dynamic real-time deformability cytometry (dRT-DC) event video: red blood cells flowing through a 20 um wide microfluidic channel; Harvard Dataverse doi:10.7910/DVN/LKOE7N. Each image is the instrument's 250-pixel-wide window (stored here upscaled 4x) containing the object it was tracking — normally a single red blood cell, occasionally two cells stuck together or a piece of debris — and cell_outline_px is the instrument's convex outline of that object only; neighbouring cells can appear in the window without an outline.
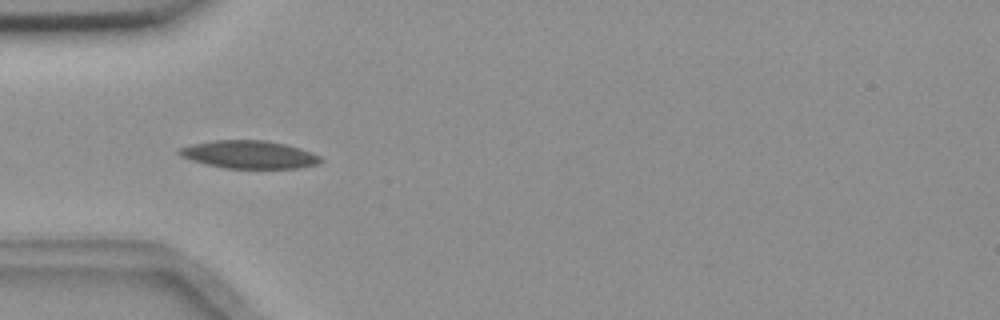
{"species": "common noctule bat (a hibernating species)", "species_latin": "Nyctalus noctula", "temperature_condition": "room temperature", "stored_images_in_passage": 19, "camera_frame_rate_fps": 3000, "um_per_image_px": 0.085, "animal": {"sex": "female", "body_mass_g": 18.4}, "frame": {"image": 1, "passage_image": 4, "time_ms": 1.0, "image_size_px": [1000, 320], "cell_outline_px": [[324, 160], [316, 164], [296, 168], [224, 168], [192, 160], [180, 156], [176, 152], [180, 148], [192, 144], [212, 140], [264, 140], [284, 144], [300, 148], [320, 156]], "centroid_in_image_um": [21.16, 13.13], "position_along_channel_um": 63.8, "area_um2": 22.77}}
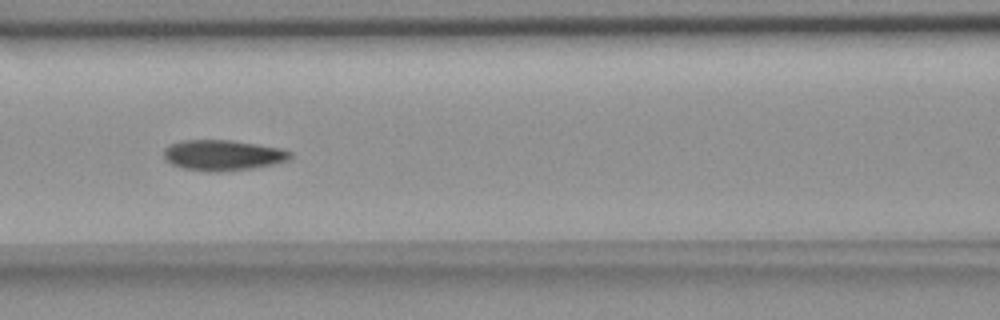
{"frame": {"image": 2, "passage_image": 11, "time_ms": 3.333, "image_size_px": [1000, 320], "cell_outline_px": [[292, 156], [288, 160], [272, 164], [252, 168], [220, 172], [208, 172], [184, 168], [172, 164], [164, 160], [164, 148], [172, 144], [184, 140], [232, 140], [284, 148], [292, 152]], "centroid_in_image_um": [18.96, 13.19], "position_along_channel_um": 147.6, "area_um2": 22.66}}
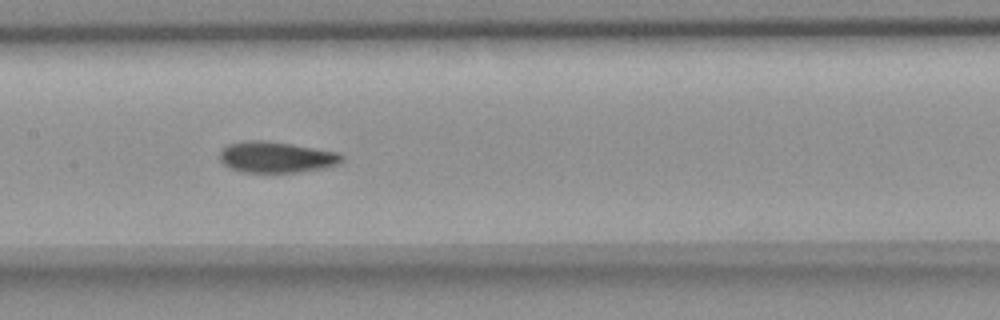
{"frame": {"image": 3, "passage_image": 14, "time_ms": 4.333, "image_size_px": [1000, 320], "cell_outline_px": [[344, 160], [336, 164], [324, 168], [296, 172], [244, 172], [232, 168], [224, 164], [220, 160], [220, 152], [228, 144], [248, 140], [264, 140], [292, 144], [340, 152], [344, 156]], "centroid_in_image_um": [23.52, 13.35], "position_along_channel_um": 183.9, "area_um2": 22.02}}